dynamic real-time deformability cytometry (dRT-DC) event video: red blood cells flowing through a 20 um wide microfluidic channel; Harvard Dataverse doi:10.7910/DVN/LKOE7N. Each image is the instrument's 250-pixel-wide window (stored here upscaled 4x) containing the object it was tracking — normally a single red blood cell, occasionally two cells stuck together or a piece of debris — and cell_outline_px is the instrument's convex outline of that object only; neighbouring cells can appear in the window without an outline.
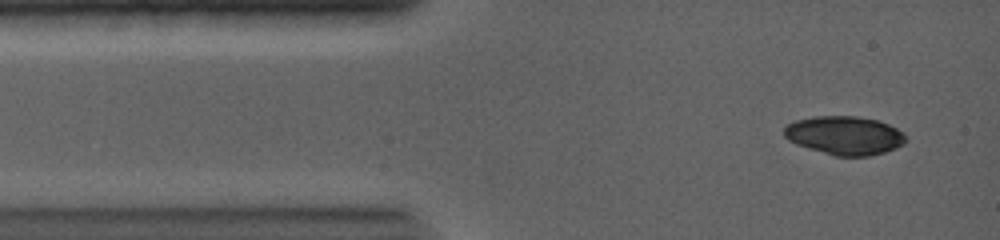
{"species": "common noctule bat (a hibernating species)", "species_latin": "Nyctalus noctula", "temperature_condition": "warm", "stored_images_in_passage": 3, "camera_frame_rate_fps": 5000, "um_per_image_px": 0.085, "animal": {"sex": "female", "body_mass_g": 19.0, "forearm_length_mm": 56.7}, "frame": {"image": 1, "passage_image": 1, "time_ms": 0.0, "image_size_px": [1000, 240], "cell_outline_px": [[908, 140], [904, 144], [896, 148], [884, 152], [868, 156], [836, 156], [808, 148], [796, 144], [788, 140], [784, 136], [784, 128], [788, 124], [796, 120], [816, 116], [856, 116], [876, 120], [888, 124], [904, 132]], "centroid_in_image_um": [71.81, 11.51], "position_along_channel_um": 13.2, "area_um2": 27.4}}